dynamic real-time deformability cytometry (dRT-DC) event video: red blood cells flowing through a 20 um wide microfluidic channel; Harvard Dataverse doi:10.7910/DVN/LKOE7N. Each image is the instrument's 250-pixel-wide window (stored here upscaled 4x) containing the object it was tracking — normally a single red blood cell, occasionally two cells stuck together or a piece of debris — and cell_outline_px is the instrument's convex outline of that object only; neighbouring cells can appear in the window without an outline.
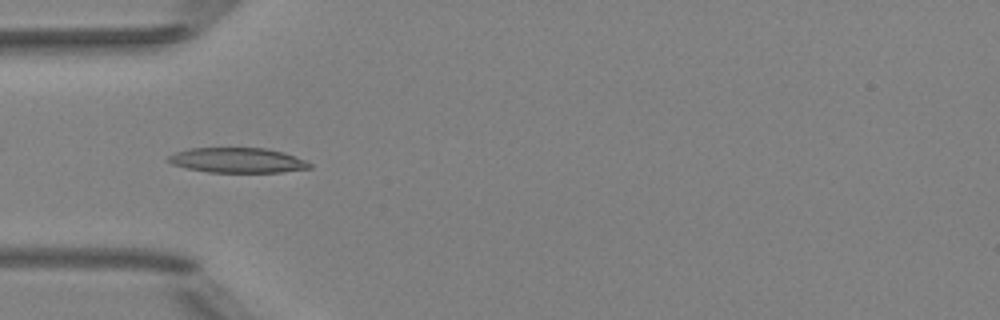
{"species": "Egyptian fruit bat (a non-hibernating species)", "species_latin": "Rousettus aegyptiacus", "temperature_condition": "room temperature", "stored_images_in_passage": 52, "camera_frame_rate_fps": 3000, "um_per_image_px": 0.085, "animal": {"sex": "female"}, "frame": {"image": 1, "passage_image": 17, "time_ms": 5.333, "image_size_px": [1000, 320], "cell_outline_px": [[312, 168], [280, 172], [208, 172], [188, 168], [172, 164], [164, 160], [168, 156], [176, 152], [188, 148], [264, 148], [284, 152], [304, 160], [312, 164]], "centroid_in_image_um": [20.16, 13.62], "position_along_channel_um": 64.8, "area_um2": 20.58}}
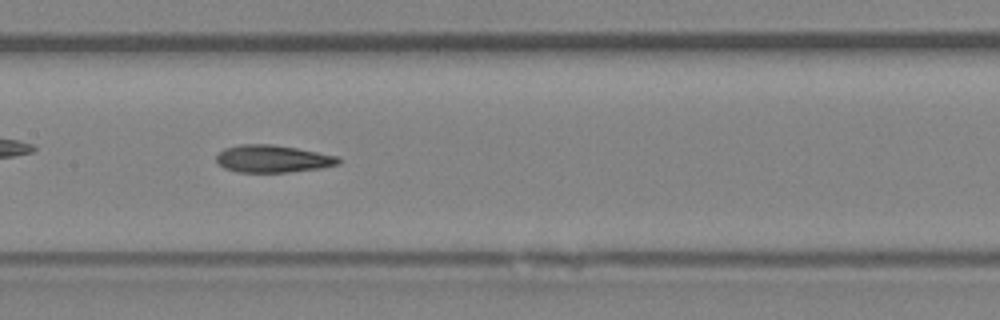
{"frame": {"image": 2, "passage_image": 26, "time_ms": 8.333, "image_size_px": [1000, 320], "cell_outline_px": [[340, 160], [336, 164], [320, 168], [288, 172], [236, 172], [224, 168], [216, 164], [216, 156], [224, 148], [240, 144], [272, 144], [296, 148], [340, 156]], "centroid_in_image_um": [23.13, 13.49], "position_along_channel_um": 184.3, "area_um2": 19.54}}
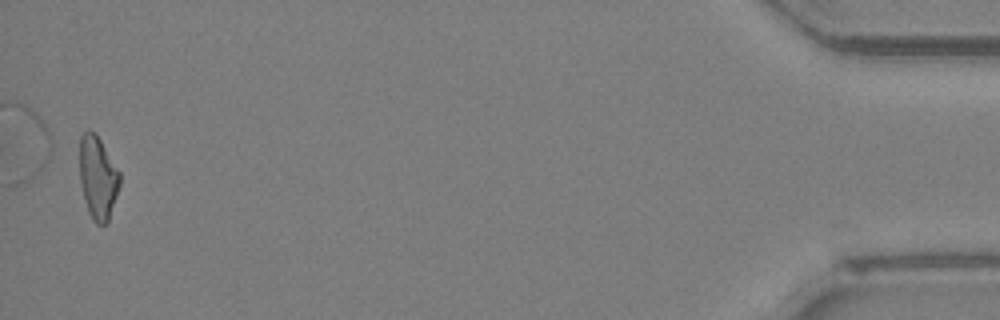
{"frame": {"image": 3, "passage_image": 51, "time_ms": 16.667, "image_size_px": [1000, 320], "cell_outline_px": [[120, 184], [108, 220], [104, 224], [96, 224], [88, 212], [80, 180], [80, 136], [88, 128], [100, 140], [120, 172]], "centroid_in_image_um": [8.31, 15.09], "position_along_channel_um": 426.9, "area_um2": 19.02}, "authors_computed_cell_mechanics": {"area_um2": 19.9121, "velocity_mm_per_s": 4.0195, "shape_relaxation_time_tau1_ms": null, "shape_relaxation_time_tau2_ms": 3.9529, "deformation_change_tau1": null, "deformation_change_tau2": 0.1258}}